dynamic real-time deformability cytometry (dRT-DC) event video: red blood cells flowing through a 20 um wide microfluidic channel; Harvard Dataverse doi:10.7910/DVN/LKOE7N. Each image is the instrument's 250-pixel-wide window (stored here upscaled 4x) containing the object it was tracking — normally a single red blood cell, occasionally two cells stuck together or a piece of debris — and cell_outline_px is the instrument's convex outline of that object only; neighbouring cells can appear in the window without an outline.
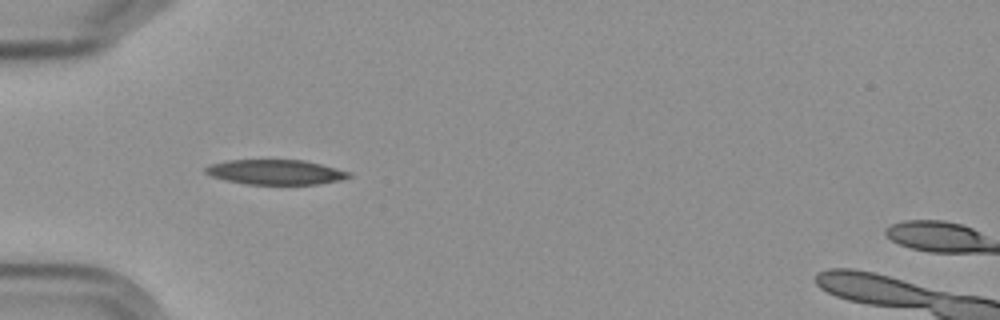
{"species": "Egyptian fruit bat (a non-hibernating species)", "species_latin": "Rousettus aegyptiacus", "temperature_condition": "cold", "stored_images_in_passage": 5, "camera_frame_rate_fps": 3000, "um_per_image_px": 0.085, "frame": {"image": 1, "passage_image": 5, "time_ms": 4.667, "image_size_px": [1000, 320], "cell_outline_px": [[352, 176], [340, 180], [316, 184], [244, 184], [224, 180], [212, 176], [204, 172], [204, 168], [212, 164], [228, 160], [304, 160], [352, 172]], "centroid_in_image_um": [23.42, 14.63], "position_along_channel_um": 61.6, "area_um2": 20.75}}